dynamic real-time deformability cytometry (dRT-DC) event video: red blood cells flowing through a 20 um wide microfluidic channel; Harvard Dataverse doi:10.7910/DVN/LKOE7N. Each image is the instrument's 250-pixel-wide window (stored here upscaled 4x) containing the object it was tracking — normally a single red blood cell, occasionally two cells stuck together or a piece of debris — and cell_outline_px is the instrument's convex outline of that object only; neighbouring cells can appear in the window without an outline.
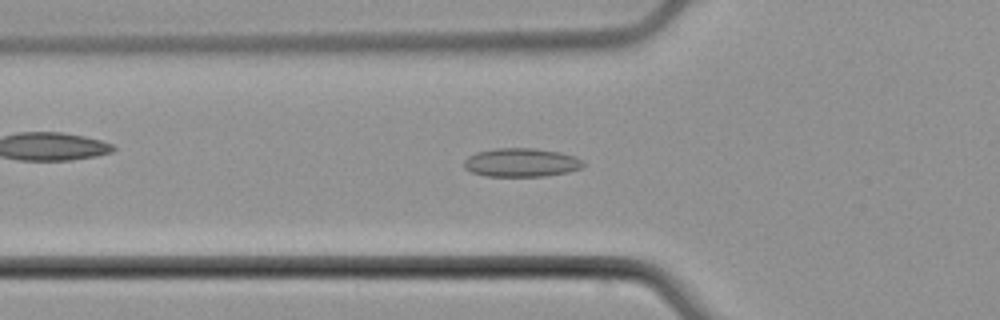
{"species": "common noctule bat (a hibernating species)", "species_latin": "Nyctalus noctula", "temperature_condition": "cold", "stored_images_in_passage": 53, "camera_frame_rate_fps": 3000, "um_per_image_px": 0.085, "animal": {"sex": "male", "body_mass_g": 21.5, "forearm_length_mm": 52.0}, "frame": {"image": 1, "passage_image": 18, "time_ms": 5.667, "image_size_px": [1000, 320], "cell_outline_px": [[584, 164], [580, 168], [568, 172], [544, 176], [484, 176], [472, 172], [464, 168], [464, 160], [468, 156], [476, 152], [496, 148], [536, 148], [560, 152], [576, 156], [584, 160]], "centroid_in_image_um": [44.31, 13.81], "position_along_channel_um": 81.5, "area_um2": 20.06}}
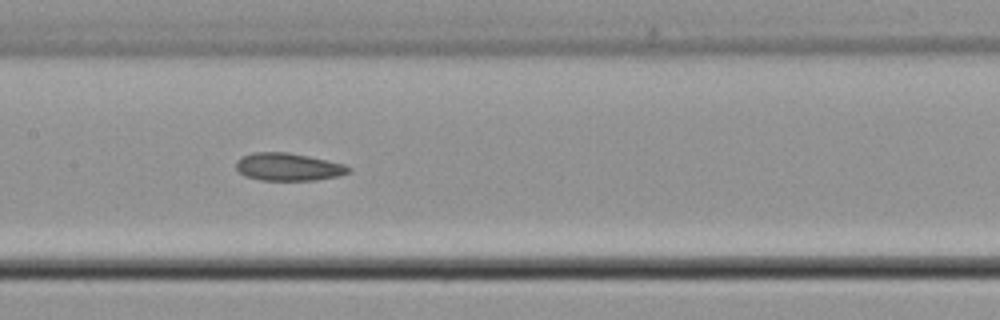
{"frame": {"image": 2, "passage_image": 26, "time_ms": 8.333, "image_size_px": [1000, 320], "cell_outline_px": [[352, 172], [340, 176], [316, 180], [260, 180], [244, 176], [236, 168], [236, 160], [240, 156], [252, 152], [288, 152], [308, 156], [344, 164], [352, 168]], "centroid_in_image_um": [24.5, 14.18], "position_along_channel_um": 182.9, "area_um2": 18.38}}
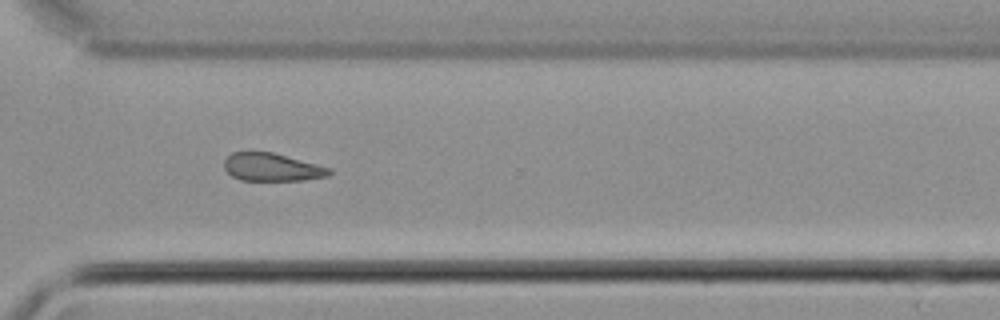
{"frame": {"image": 3, "passage_image": 39, "time_ms": 12.667, "image_size_px": [1000, 320], "cell_outline_px": [[332, 172], [328, 176], [304, 180], [240, 180], [232, 176], [224, 168], [224, 160], [232, 152], [272, 152], [332, 168]], "centroid_in_image_um": [23.13, 14.21], "position_along_channel_um": 347.5, "area_um2": 17.05}, "authors_computed_cell_mechanics": {"area_um2": 18.785, "velocity_mm_per_s": 3.7907, "shape_relaxation_time_tau1_ms": null, "shape_relaxation_time_tau2_ms": 5.3695, "deformation_change_tau1": null, "deformation_change_tau2": 0.1176}}